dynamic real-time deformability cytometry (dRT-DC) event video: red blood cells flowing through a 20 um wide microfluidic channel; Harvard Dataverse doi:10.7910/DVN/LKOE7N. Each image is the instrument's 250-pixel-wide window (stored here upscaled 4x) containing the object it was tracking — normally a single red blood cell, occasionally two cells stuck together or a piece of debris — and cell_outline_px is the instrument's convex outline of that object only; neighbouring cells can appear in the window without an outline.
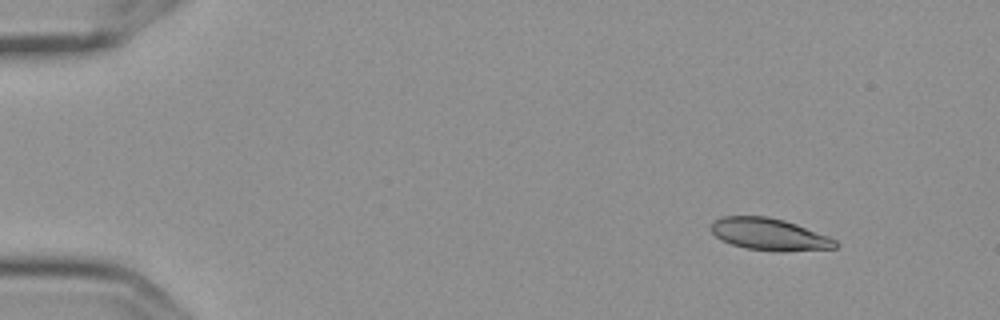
{"species": "Egyptian fruit bat (a non-hibernating species)", "species_latin": "Rousettus aegyptiacus", "temperature_condition": "cold", "stored_images_in_passage": 4, "camera_frame_rate_fps": 3000, "um_per_image_px": 0.085, "frame": {"image": 1, "passage_image": 1, "time_ms": 0.0, "image_size_px": [1000, 320], "cell_outline_px": [[840, 244], [836, 248], [780, 252], [748, 248], [732, 244], [720, 240], [712, 232], [712, 224], [720, 216], [768, 216], [784, 220], [796, 224], [828, 236], [836, 240]], "centroid_in_image_um": [65.42, 19.92], "position_along_channel_um": 19.6, "area_um2": 23.12}}